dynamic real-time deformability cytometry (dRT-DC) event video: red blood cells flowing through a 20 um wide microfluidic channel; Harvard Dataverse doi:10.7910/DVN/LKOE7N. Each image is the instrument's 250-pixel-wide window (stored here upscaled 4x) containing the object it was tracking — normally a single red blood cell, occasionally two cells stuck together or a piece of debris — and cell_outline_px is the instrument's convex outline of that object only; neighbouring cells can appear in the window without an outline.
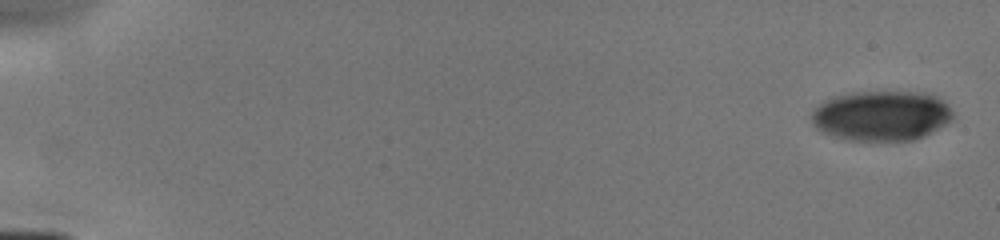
{"species": "human", "species_latin": "Homo sapiens", "temperature_condition": "cold", "stored_images_in_passage": 7, "camera_frame_rate_fps": 3000, "um_per_image_px": 0.085, "donor": {"sex": "male"}, "frame": {"image": 1, "passage_image": 1, "time_ms": 0.0, "image_size_px": [1000, 240], "cell_outline_px": [[952, 116], [944, 124], [932, 132], [924, 136], [912, 140], [848, 140], [832, 136], [816, 128], [808, 116], [812, 108], [824, 100], [836, 96], [852, 92], [924, 92], [936, 96], [948, 104], [952, 112]], "centroid_in_image_um": [74.85, 9.83], "position_along_channel_um": 10.1, "area_um2": 41.33}}
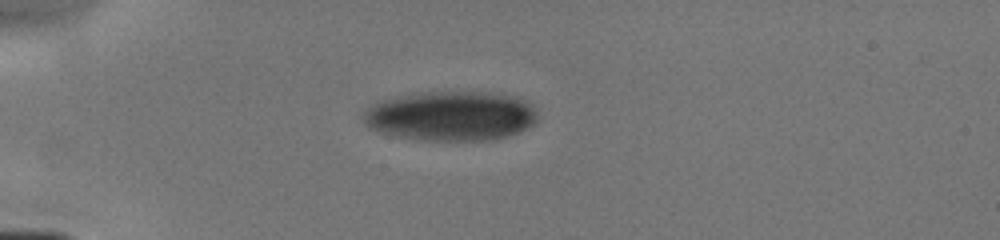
{"frame": {"image": 2, "passage_image": 5, "time_ms": 4.333, "image_size_px": [1000, 240], "cell_outline_px": [[540, 120], [536, 124], [508, 136], [488, 140], [424, 140], [396, 136], [380, 132], [368, 128], [364, 120], [364, 112], [368, 108], [384, 100], [400, 96], [424, 92], [492, 92], [516, 96], [528, 100], [536, 108]], "centroid_in_image_um": [38.43, 9.85], "position_along_channel_um": 46.6, "area_um2": 50.63}}